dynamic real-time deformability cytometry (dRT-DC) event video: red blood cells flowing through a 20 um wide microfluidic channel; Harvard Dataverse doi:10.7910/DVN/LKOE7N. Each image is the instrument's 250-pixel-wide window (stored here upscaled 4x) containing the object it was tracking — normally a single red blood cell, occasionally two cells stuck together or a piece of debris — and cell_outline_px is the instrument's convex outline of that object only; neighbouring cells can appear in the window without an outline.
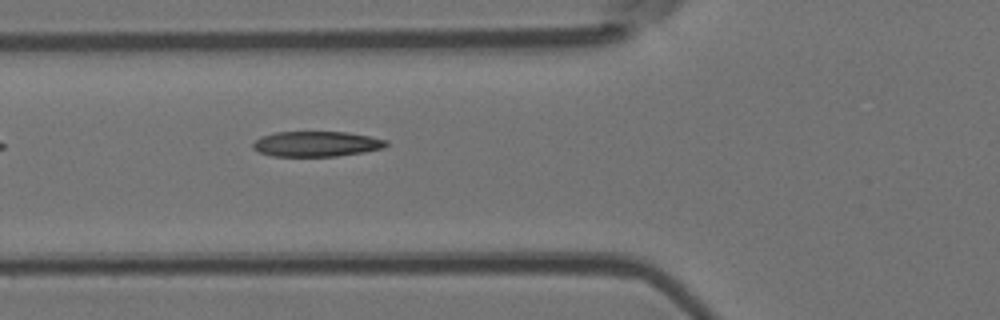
{"species": "Egyptian fruit bat (a non-hibernating species)", "species_latin": "Rousettus aegyptiacus", "temperature_condition": "room temperature", "stored_images_in_passage": 6, "camera_frame_rate_fps": 3000, "um_per_image_px": 0.085, "animal": {"sex": "female"}, "frame": {"image": 1, "passage_image": 6, "time_ms": 6.333, "image_size_px": [1000, 320], "cell_outline_px": [[388, 144], [384, 148], [364, 152], [336, 156], [272, 156], [260, 152], [252, 148], [252, 144], [260, 136], [276, 132], [348, 132], [388, 140]], "centroid_in_image_um": [26.9, 12.23], "position_along_channel_um": 98.9, "area_um2": 19.65}}